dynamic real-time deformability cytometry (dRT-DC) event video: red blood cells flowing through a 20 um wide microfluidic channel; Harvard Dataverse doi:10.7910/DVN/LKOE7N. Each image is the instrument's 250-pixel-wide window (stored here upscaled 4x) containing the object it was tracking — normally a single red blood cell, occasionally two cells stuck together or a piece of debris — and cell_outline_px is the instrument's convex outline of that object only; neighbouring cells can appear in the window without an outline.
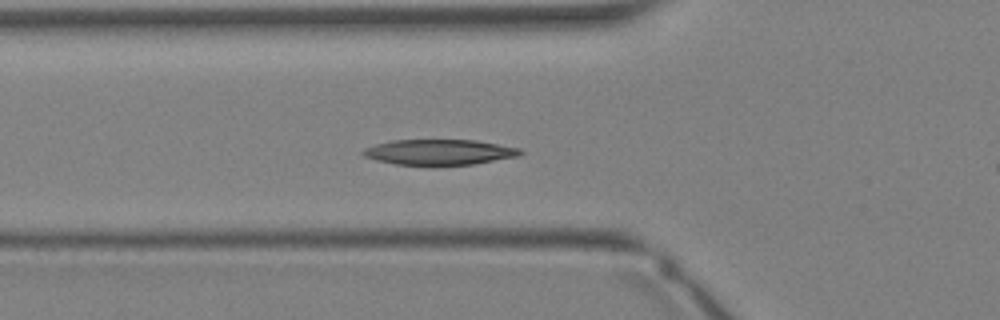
{"species": "Egyptian fruit bat (a non-hibernating species)", "species_latin": "Rousettus aegyptiacus", "temperature_condition": "warm", "stored_images_in_passage": 26, "camera_frame_rate_fps": 3000, "um_per_image_px": 0.085, "animal": {"sex": "female"}, "frame": {"image": 1, "passage_image": 3, "time_ms": 0.667, "image_size_px": [1000, 320], "cell_outline_px": [[524, 152], [520, 156], [472, 164], [396, 164], [376, 160], [364, 156], [360, 152], [364, 148], [376, 144], [392, 140], [476, 140], [520, 148]], "centroid_in_image_um": [37.35, 12.91], "position_along_channel_um": 88.5, "area_um2": 23.06}}
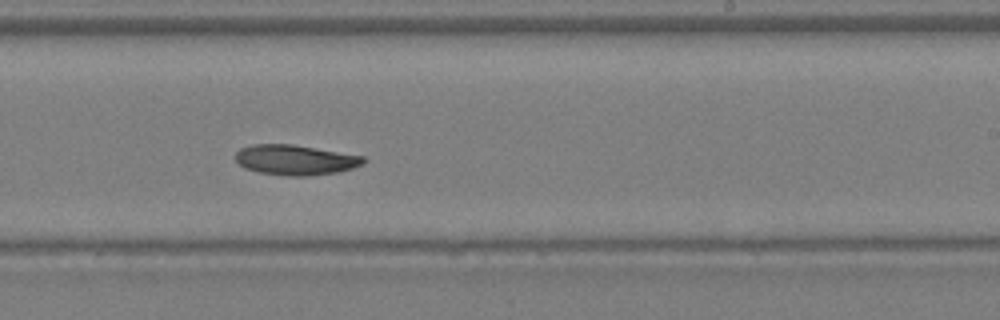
{"frame": {"image": 2, "passage_image": 12, "time_ms": 3.667, "image_size_px": [1000, 320], "cell_outline_px": [[368, 160], [364, 164], [352, 168], [336, 172], [308, 176], [288, 176], [260, 172], [244, 168], [236, 160], [236, 152], [240, 148], [252, 144], [292, 144], [364, 156]], "centroid_in_image_um": [25.12, 13.59], "position_along_channel_um": 263.9, "area_um2": 22.48}}
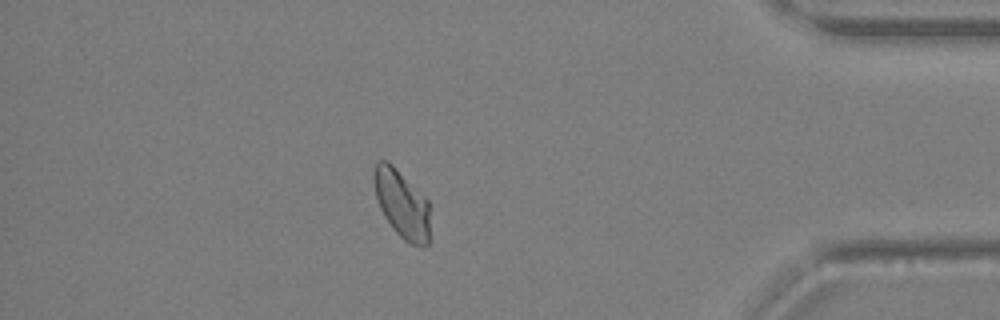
{"frame": {"image": 3, "passage_image": 21, "time_ms": 6.667, "image_size_px": [1000, 320], "cell_outline_px": [[428, 244], [412, 244], [404, 240], [396, 232], [384, 216], [380, 208], [376, 196], [372, 180], [372, 176], [376, 160], [388, 160], [428, 200]], "centroid_in_image_um": [34.1, 17.27], "position_along_channel_um": 401.1, "area_um2": 21.91}}